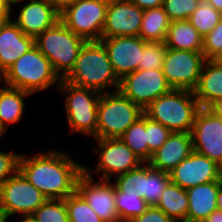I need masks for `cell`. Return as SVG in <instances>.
Listing matches in <instances>:
<instances>
[{
  "label": "cell",
  "mask_w": 222,
  "mask_h": 222,
  "mask_svg": "<svg viewBox=\"0 0 222 222\" xmlns=\"http://www.w3.org/2000/svg\"><path fill=\"white\" fill-rule=\"evenodd\" d=\"M19 171L47 199H66L76 191L84 164L73 159L68 151L54 149L32 157L21 153Z\"/></svg>",
  "instance_id": "obj_1"
},
{
  "label": "cell",
  "mask_w": 222,
  "mask_h": 222,
  "mask_svg": "<svg viewBox=\"0 0 222 222\" xmlns=\"http://www.w3.org/2000/svg\"><path fill=\"white\" fill-rule=\"evenodd\" d=\"M62 80L100 93H110V87L111 92L118 91L120 83L100 41L85 42L73 68Z\"/></svg>",
  "instance_id": "obj_2"
},
{
  "label": "cell",
  "mask_w": 222,
  "mask_h": 222,
  "mask_svg": "<svg viewBox=\"0 0 222 222\" xmlns=\"http://www.w3.org/2000/svg\"><path fill=\"white\" fill-rule=\"evenodd\" d=\"M61 78L54 71L50 61L36 45L24 53L0 76V83L32 93L60 85Z\"/></svg>",
  "instance_id": "obj_3"
},
{
  "label": "cell",
  "mask_w": 222,
  "mask_h": 222,
  "mask_svg": "<svg viewBox=\"0 0 222 222\" xmlns=\"http://www.w3.org/2000/svg\"><path fill=\"white\" fill-rule=\"evenodd\" d=\"M200 108L193 91L172 89L147 106L144 114L171 132L191 133Z\"/></svg>",
  "instance_id": "obj_4"
},
{
  "label": "cell",
  "mask_w": 222,
  "mask_h": 222,
  "mask_svg": "<svg viewBox=\"0 0 222 222\" xmlns=\"http://www.w3.org/2000/svg\"><path fill=\"white\" fill-rule=\"evenodd\" d=\"M85 42V39L75 35L60 20L35 39V45L61 79L73 68Z\"/></svg>",
  "instance_id": "obj_5"
},
{
  "label": "cell",
  "mask_w": 222,
  "mask_h": 222,
  "mask_svg": "<svg viewBox=\"0 0 222 222\" xmlns=\"http://www.w3.org/2000/svg\"><path fill=\"white\" fill-rule=\"evenodd\" d=\"M57 89L66 97L64 109L70 133L84 134L96 139L97 109L102 93L64 80H61Z\"/></svg>",
  "instance_id": "obj_6"
},
{
  "label": "cell",
  "mask_w": 222,
  "mask_h": 222,
  "mask_svg": "<svg viewBox=\"0 0 222 222\" xmlns=\"http://www.w3.org/2000/svg\"><path fill=\"white\" fill-rule=\"evenodd\" d=\"M144 110L119 91L102 93L97 109L96 138H119Z\"/></svg>",
  "instance_id": "obj_7"
},
{
  "label": "cell",
  "mask_w": 222,
  "mask_h": 222,
  "mask_svg": "<svg viewBox=\"0 0 222 222\" xmlns=\"http://www.w3.org/2000/svg\"><path fill=\"white\" fill-rule=\"evenodd\" d=\"M109 0H79L66 8L59 20L86 41H99L105 24Z\"/></svg>",
  "instance_id": "obj_8"
},
{
  "label": "cell",
  "mask_w": 222,
  "mask_h": 222,
  "mask_svg": "<svg viewBox=\"0 0 222 222\" xmlns=\"http://www.w3.org/2000/svg\"><path fill=\"white\" fill-rule=\"evenodd\" d=\"M91 140L96 144L94 153L99 157L93 173L89 166L84 165V171L91 177L94 173H103L100 176L102 180H112L111 177L125 174L143 163L120 138Z\"/></svg>",
  "instance_id": "obj_9"
},
{
  "label": "cell",
  "mask_w": 222,
  "mask_h": 222,
  "mask_svg": "<svg viewBox=\"0 0 222 222\" xmlns=\"http://www.w3.org/2000/svg\"><path fill=\"white\" fill-rule=\"evenodd\" d=\"M46 200L19 170L0 187V205L7 219L16 214L32 215Z\"/></svg>",
  "instance_id": "obj_10"
},
{
  "label": "cell",
  "mask_w": 222,
  "mask_h": 222,
  "mask_svg": "<svg viewBox=\"0 0 222 222\" xmlns=\"http://www.w3.org/2000/svg\"><path fill=\"white\" fill-rule=\"evenodd\" d=\"M205 61L202 52L167 48L163 74L172 89L194 91Z\"/></svg>",
  "instance_id": "obj_11"
},
{
  "label": "cell",
  "mask_w": 222,
  "mask_h": 222,
  "mask_svg": "<svg viewBox=\"0 0 222 222\" xmlns=\"http://www.w3.org/2000/svg\"><path fill=\"white\" fill-rule=\"evenodd\" d=\"M172 88L168 84L162 69H138L120 79L118 91L143 110L158 97Z\"/></svg>",
  "instance_id": "obj_12"
},
{
  "label": "cell",
  "mask_w": 222,
  "mask_h": 222,
  "mask_svg": "<svg viewBox=\"0 0 222 222\" xmlns=\"http://www.w3.org/2000/svg\"><path fill=\"white\" fill-rule=\"evenodd\" d=\"M193 151L218 165L222 161V119L208 108H200L191 131Z\"/></svg>",
  "instance_id": "obj_13"
},
{
  "label": "cell",
  "mask_w": 222,
  "mask_h": 222,
  "mask_svg": "<svg viewBox=\"0 0 222 222\" xmlns=\"http://www.w3.org/2000/svg\"><path fill=\"white\" fill-rule=\"evenodd\" d=\"M85 171L76 184V191L104 222H121L115 205V185L111 180L93 181Z\"/></svg>",
  "instance_id": "obj_14"
},
{
  "label": "cell",
  "mask_w": 222,
  "mask_h": 222,
  "mask_svg": "<svg viewBox=\"0 0 222 222\" xmlns=\"http://www.w3.org/2000/svg\"><path fill=\"white\" fill-rule=\"evenodd\" d=\"M143 10L127 0H109L101 38L139 36Z\"/></svg>",
  "instance_id": "obj_15"
},
{
  "label": "cell",
  "mask_w": 222,
  "mask_h": 222,
  "mask_svg": "<svg viewBox=\"0 0 222 222\" xmlns=\"http://www.w3.org/2000/svg\"><path fill=\"white\" fill-rule=\"evenodd\" d=\"M169 177L173 184L185 190L200 184L221 180L219 165L195 151L169 172Z\"/></svg>",
  "instance_id": "obj_16"
},
{
  "label": "cell",
  "mask_w": 222,
  "mask_h": 222,
  "mask_svg": "<svg viewBox=\"0 0 222 222\" xmlns=\"http://www.w3.org/2000/svg\"><path fill=\"white\" fill-rule=\"evenodd\" d=\"M114 73L121 79L124 75L138 70L144 50V40L139 36L101 38Z\"/></svg>",
  "instance_id": "obj_17"
},
{
  "label": "cell",
  "mask_w": 222,
  "mask_h": 222,
  "mask_svg": "<svg viewBox=\"0 0 222 222\" xmlns=\"http://www.w3.org/2000/svg\"><path fill=\"white\" fill-rule=\"evenodd\" d=\"M24 4L13 22L29 37L36 39L59 21L60 14L47 0H28Z\"/></svg>",
  "instance_id": "obj_18"
},
{
  "label": "cell",
  "mask_w": 222,
  "mask_h": 222,
  "mask_svg": "<svg viewBox=\"0 0 222 222\" xmlns=\"http://www.w3.org/2000/svg\"><path fill=\"white\" fill-rule=\"evenodd\" d=\"M192 152L191 133L172 132L148 163L155 170L169 173Z\"/></svg>",
  "instance_id": "obj_19"
},
{
  "label": "cell",
  "mask_w": 222,
  "mask_h": 222,
  "mask_svg": "<svg viewBox=\"0 0 222 222\" xmlns=\"http://www.w3.org/2000/svg\"><path fill=\"white\" fill-rule=\"evenodd\" d=\"M34 45L35 39L10 20L0 31V76Z\"/></svg>",
  "instance_id": "obj_20"
},
{
  "label": "cell",
  "mask_w": 222,
  "mask_h": 222,
  "mask_svg": "<svg viewBox=\"0 0 222 222\" xmlns=\"http://www.w3.org/2000/svg\"><path fill=\"white\" fill-rule=\"evenodd\" d=\"M220 180L200 184L187 189L189 207L187 222H203L217 210V194Z\"/></svg>",
  "instance_id": "obj_21"
},
{
  "label": "cell",
  "mask_w": 222,
  "mask_h": 222,
  "mask_svg": "<svg viewBox=\"0 0 222 222\" xmlns=\"http://www.w3.org/2000/svg\"><path fill=\"white\" fill-rule=\"evenodd\" d=\"M201 108H208L222 97V60H206L193 91Z\"/></svg>",
  "instance_id": "obj_22"
},
{
  "label": "cell",
  "mask_w": 222,
  "mask_h": 222,
  "mask_svg": "<svg viewBox=\"0 0 222 222\" xmlns=\"http://www.w3.org/2000/svg\"><path fill=\"white\" fill-rule=\"evenodd\" d=\"M33 95L30 92L4 85L0 88V126L7 131V125L22 120L25 109L24 99Z\"/></svg>",
  "instance_id": "obj_23"
},
{
  "label": "cell",
  "mask_w": 222,
  "mask_h": 222,
  "mask_svg": "<svg viewBox=\"0 0 222 222\" xmlns=\"http://www.w3.org/2000/svg\"><path fill=\"white\" fill-rule=\"evenodd\" d=\"M203 37L188 21L180 20L170 23L165 44L167 48L202 52Z\"/></svg>",
  "instance_id": "obj_24"
},
{
  "label": "cell",
  "mask_w": 222,
  "mask_h": 222,
  "mask_svg": "<svg viewBox=\"0 0 222 222\" xmlns=\"http://www.w3.org/2000/svg\"><path fill=\"white\" fill-rule=\"evenodd\" d=\"M156 207L175 222H187L189 207L187 191L170 182L164 189Z\"/></svg>",
  "instance_id": "obj_25"
},
{
  "label": "cell",
  "mask_w": 222,
  "mask_h": 222,
  "mask_svg": "<svg viewBox=\"0 0 222 222\" xmlns=\"http://www.w3.org/2000/svg\"><path fill=\"white\" fill-rule=\"evenodd\" d=\"M170 23L162 6L143 10L139 37L146 42H165Z\"/></svg>",
  "instance_id": "obj_26"
},
{
  "label": "cell",
  "mask_w": 222,
  "mask_h": 222,
  "mask_svg": "<svg viewBox=\"0 0 222 222\" xmlns=\"http://www.w3.org/2000/svg\"><path fill=\"white\" fill-rule=\"evenodd\" d=\"M143 162L148 163L152 157L146 137V115L143 114L136 122L130 125L119 137Z\"/></svg>",
  "instance_id": "obj_27"
},
{
  "label": "cell",
  "mask_w": 222,
  "mask_h": 222,
  "mask_svg": "<svg viewBox=\"0 0 222 222\" xmlns=\"http://www.w3.org/2000/svg\"><path fill=\"white\" fill-rule=\"evenodd\" d=\"M168 172L153 169L149 163H144L143 199L148 206H156L158 201L170 183Z\"/></svg>",
  "instance_id": "obj_28"
},
{
  "label": "cell",
  "mask_w": 222,
  "mask_h": 222,
  "mask_svg": "<svg viewBox=\"0 0 222 222\" xmlns=\"http://www.w3.org/2000/svg\"><path fill=\"white\" fill-rule=\"evenodd\" d=\"M115 205L121 222H130L149 207L137 192L124 193L115 186Z\"/></svg>",
  "instance_id": "obj_29"
},
{
  "label": "cell",
  "mask_w": 222,
  "mask_h": 222,
  "mask_svg": "<svg viewBox=\"0 0 222 222\" xmlns=\"http://www.w3.org/2000/svg\"><path fill=\"white\" fill-rule=\"evenodd\" d=\"M222 18V13L217 11L206 1L199 3L198 8L189 16L188 21L204 37L210 33Z\"/></svg>",
  "instance_id": "obj_30"
},
{
  "label": "cell",
  "mask_w": 222,
  "mask_h": 222,
  "mask_svg": "<svg viewBox=\"0 0 222 222\" xmlns=\"http://www.w3.org/2000/svg\"><path fill=\"white\" fill-rule=\"evenodd\" d=\"M64 200L69 222H104L77 191Z\"/></svg>",
  "instance_id": "obj_31"
},
{
  "label": "cell",
  "mask_w": 222,
  "mask_h": 222,
  "mask_svg": "<svg viewBox=\"0 0 222 222\" xmlns=\"http://www.w3.org/2000/svg\"><path fill=\"white\" fill-rule=\"evenodd\" d=\"M32 216L37 222H69L64 199H47Z\"/></svg>",
  "instance_id": "obj_32"
},
{
  "label": "cell",
  "mask_w": 222,
  "mask_h": 222,
  "mask_svg": "<svg viewBox=\"0 0 222 222\" xmlns=\"http://www.w3.org/2000/svg\"><path fill=\"white\" fill-rule=\"evenodd\" d=\"M167 51L164 42H146L144 41V50L138 69L158 70L163 68L164 58Z\"/></svg>",
  "instance_id": "obj_33"
},
{
  "label": "cell",
  "mask_w": 222,
  "mask_h": 222,
  "mask_svg": "<svg viewBox=\"0 0 222 222\" xmlns=\"http://www.w3.org/2000/svg\"><path fill=\"white\" fill-rule=\"evenodd\" d=\"M113 183L120 191L124 193L137 192L139 197L143 198L144 163L125 174L116 176Z\"/></svg>",
  "instance_id": "obj_34"
},
{
  "label": "cell",
  "mask_w": 222,
  "mask_h": 222,
  "mask_svg": "<svg viewBox=\"0 0 222 222\" xmlns=\"http://www.w3.org/2000/svg\"><path fill=\"white\" fill-rule=\"evenodd\" d=\"M199 0H164L163 9L171 22L188 20L189 16L198 8Z\"/></svg>",
  "instance_id": "obj_35"
},
{
  "label": "cell",
  "mask_w": 222,
  "mask_h": 222,
  "mask_svg": "<svg viewBox=\"0 0 222 222\" xmlns=\"http://www.w3.org/2000/svg\"><path fill=\"white\" fill-rule=\"evenodd\" d=\"M202 53L206 60H222V18L202 40Z\"/></svg>",
  "instance_id": "obj_36"
},
{
  "label": "cell",
  "mask_w": 222,
  "mask_h": 222,
  "mask_svg": "<svg viewBox=\"0 0 222 222\" xmlns=\"http://www.w3.org/2000/svg\"><path fill=\"white\" fill-rule=\"evenodd\" d=\"M172 132L161 123L146 116V137L149 151L153 154L167 140Z\"/></svg>",
  "instance_id": "obj_37"
},
{
  "label": "cell",
  "mask_w": 222,
  "mask_h": 222,
  "mask_svg": "<svg viewBox=\"0 0 222 222\" xmlns=\"http://www.w3.org/2000/svg\"><path fill=\"white\" fill-rule=\"evenodd\" d=\"M21 153L2 152L0 150V187L11 176L19 170V159Z\"/></svg>",
  "instance_id": "obj_38"
},
{
  "label": "cell",
  "mask_w": 222,
  "mask_h": 222,
  "mask_svg": "<svg viewBox=\"0 0 222 222\" xmlns=\"http://www.w3.org/2000/svg\"><path fill=\"white\" fill-rule=\"evenodd\" d=\"M130 222H175L156 206H149L146 211Z\"/></svg>",
  "instance_id": "obj_39"
},
{
  "label": "cell",
  "mask_w": 222,
  "mask_h": 222,
  "mask_svg": "<svg viewBox=\"0 0 222 222\" xmlns=\"http://www.w3.org/2000/svg\"><path fill=\"white\" fill-rule=\"evenodd\" d=\"M138 6L142 10L158 8L163 5L164 0H127Z\"/></svg>",
  "instance_id": "obj_40"
},
{
  "label": "cell",
  "mask_w": 222,
  "mask_h": 222,
  "mask_svg": "<svg viewBox=\"0 0 222 222\" xmlns=\"http://www.w3.org/2000/svg\"><path fill=\"white\" fill-rule=\"evenodd\" d=\"M54 9L61 14L66 8L71 5H74L79 0H47Z\"/></svg>",
  "instance_id": "obj_41"
},
{
  "label": "cell",
  "mask_w": 222,
  "mask_h": 222,
  "mask_svg": "<svg viewBox=\"0 0 222 222\" xmlns=\"http://www.w3.org/2000/svg\"><path fill=\"white\" fill-rule=\"evenodd\" d=\"M208 109H210L216 116L222 119V97L212 103Z\"/></svg>",
  "instance_id": "obj_42"
},
{
  "label": "cell",
  "mask_w": 222,
  "mask_h": 222,
  "mask_svg": "<svg viewBox=\"0 0 222 222\" xmlns=\"http://www.w3.org/2000/svg\"><path fill=\"white\" fill-rule=\"evenodd\" d=\"M203 222H222V212L219 210L213 211Z\"/></svg>",
  "instance_id": "obj_43"
},
{
  "label": "cell",
  "mask_w": 222,
  "mask_h": 222,
  "mask_svg": "<svg viewBox=\"0 0 222 222\" xmlns=\"http://www.w3.org/2000/svg\"><path fill=\"white\" fill-rule=\"evenodd\" d=\"M11 12H0V31L5 27V25L12 19Z\"/></svg>",
  "instance_id": "obj_44"
},
{
  "label": "cell",
  "mask_w": 222,
  "mask_h": 222,
  "mask_svg": "<svg viewBox=\"0 0 222 222\" xmlns=\"http://www.w3.org/2000/svg\"><path fill=\"white\" fill-rule=\"evenodd\" d=\"M217 210L222 212V179L220 180V186L217 194Z\"/></svg>",
  "instance_id": "obj_45"
},
{
  "label": "cell",
  "mask_w": 222,
  "mask_h": 222,
  "mask_svg": "<svg viewBox=\"0 0 222 222\" xmlns=\"http://www.w3.org/2000/svg\"><path fill=\"white\" fill-rule=\"evenodd\" d=\"M206 2L222 13V0H206Z\"/></svg>",
  "instance_id": "obj_46"
},
{
  "label": "cell",
  "mask_w": 222,
  "mask_h": 222,
  "mask_svg": "<svg viewBox=\"0 0 222 222\" xmlns=\"http://www.w3.org/2000/svg\"><path fill=\"white\" fill-rule=\"evenodd\" d=\"M4 5H6L11 11L12 10V7L15 5L16 6V3L18 0H0Z\"/></svg>",
  "instance_id": "obj_47"
},
{
  "label": "cell",
  "mask_w": 222,
  "mask_h": 222,
  "mask_svg": "<svg viewBox=\"0 0 222 222\" xmlns=\"http://www.w3.org/2000/svg\"><path fill=\"white\" fill-rule=\"evenodd\" d=\"M21 219V220H20ZM19 219V222H37L36 219L32 216H21V218Z\"/></svg>",
  "instance_id": "obj_48"
},
{
  "label": "cell",
  "mask_w": 222,
  "mask_h": 222,
  "mask_svg": "<svg viewBox=\"0 0 222 222\" xmlns=\"http://www.w3.org/2000/svg\"><path fill=\"white\" fill-rule=\"evenodd\" d=\"M11 222V219L8 220L7 217L5 216L4 210L2 209L1 205H0V222Z\"/></svg>",
  "instance_id": "obj_49"
},
{
  "label": "cell",
  "mask_w": 222,
  "mask_h": 222,
  "mask_svg": "<svg viewBox=\"0 0 222 222\" xmlns=\"http://www.w3.org/2000/svg\"><path fill=\"white\" fill-rule=\"evenodd\" d=\"M0 12H12V11L0 1Z\"/></svg>",
  "instance_id": "obj_50"
},
{
  "label": "cell",
  "mask_w": 222,
  "mask_h": 222,
  "mask_svg": "<svg viewBox=\"0 0 222 222\" xmlns=\"http://www.w3.org/2000/svg\"><path fill=\"white\" fill-rule=\"evenodd\" d=\"M219 174L222 179V161L219 163Z\"/></svg>",
  "instance_id": "obj_51"
},
{
  "label": "cell",
  "mask_w": 222,
  "mask_h": 222,
  "mask_svg": "<svg viewBox=\"0 0 222 222\" xmlns=\"http://www.w3.org/2000/svg\"><path fill=\"white\" fill-rule=\"evenodd\" d=\"M4 134H6V133H5L4 129L0 126V138H1V136H3Z\"/></svg>",
  "instance_id": "obj_52"
},
{
  "label": "cell",
  "mask_w": 222,
  "mask_h": 222,
  "mask_svg": "<svg viewBox=\"0 0 222 222\" xmlns=\"http://www.w3.org/2000/svg\"><path fill=\"white\" fill-rule=\"evenodd\" d=\"M22 1H23V2H26V0H18L17 3H16V5L22 3Z\"/></svg>",
  "instance_id": "obj_53"
}]
</instances>
